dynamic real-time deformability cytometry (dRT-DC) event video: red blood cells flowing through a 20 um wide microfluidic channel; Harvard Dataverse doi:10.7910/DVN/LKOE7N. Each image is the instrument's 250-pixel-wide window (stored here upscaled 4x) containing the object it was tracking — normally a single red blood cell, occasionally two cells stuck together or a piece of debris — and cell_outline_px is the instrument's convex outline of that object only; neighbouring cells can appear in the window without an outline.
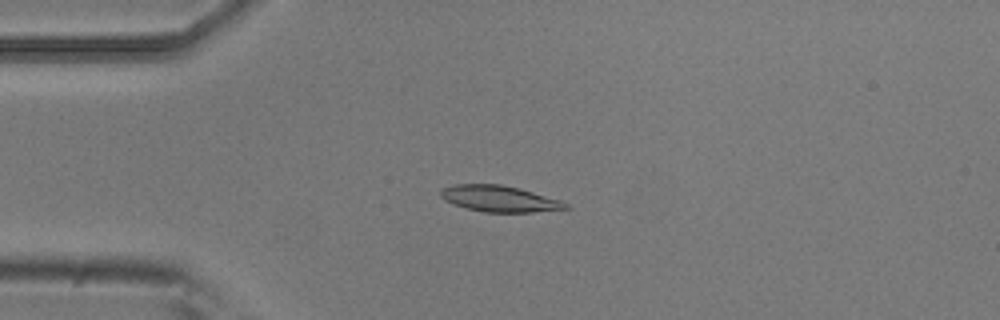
{"species": "common noctule bat (a hibernating species)", "species_latin": "Nyctalus noctula", "temperature_condition": "room temperature", "stored_images_in_passage": 10, "camera_frame_rate_fps": 3000, "um_per_image_px": 0.085, "animal": {"sex": "male", "body_mass_g": 20.5, "forearm_length_mm": 52.5}, "frame": {"image": 1, "passage_image": 4, "time_ms": 1.0, "image_size_px": [1000, 320], "cell_outline_px": [[572, 208], [532, 212], [484, 212], [452, 204], [444, 200], [440, 196], [440, 192], [444, 188], [452, 184], [500, 184], [520, 188], [560, 200], [568, 204]], "centroid_in_image_um": [42.45, 16.89], "position_along_channel_um": 42.6, "area_um2": 19.07}}
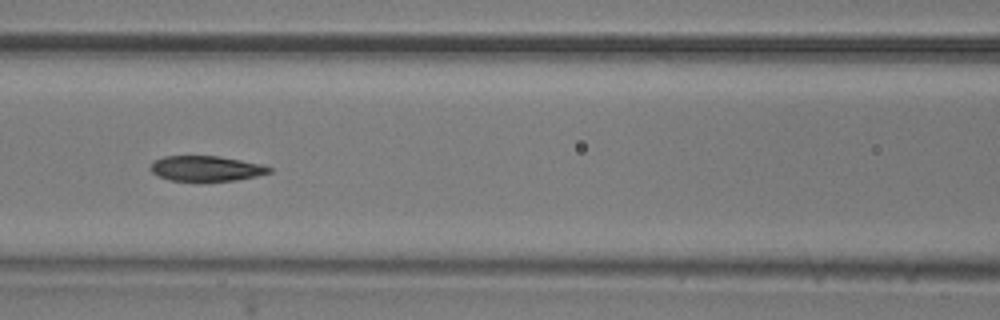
{"frame": {"image": 2, "passage_image": 7, "time_ms": 2.0, "image_size_px": [1000, 320], "cell_outline_px": [[272, 172], [256, 176], [236, 180], [200, 184], [196, 184], [168, 180], [152, 172], [148, 168], [152, 160], [164, 156], [216, 156], [240, 160], [260, 164], [272, 168]], "centroid_in_image_um": [17.45, 14.37], "position_along_channel_um": 149.2, "area_um2": 18.32}}
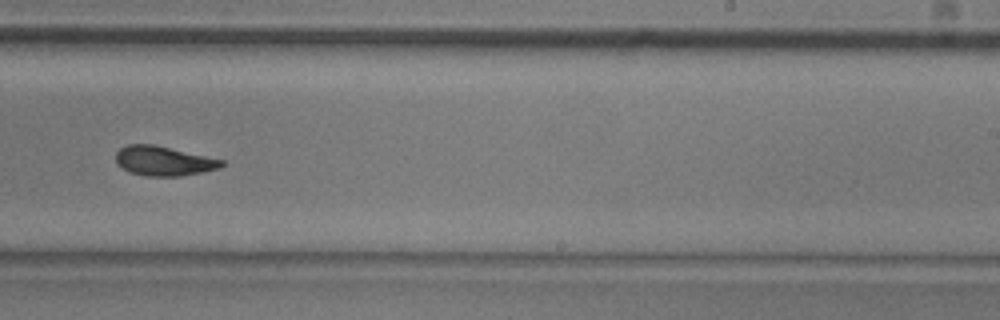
{"frame": {"image": 3, "passage_image": 10, "time_ms": 3.0, "image_size_px": [1000, 320], "cell_outline_px": [[224, 164], [220, 168], [180, 176], [148, 176], [128, 172], [116, 164], [116, 152], [120, 148], [128, 144], [152, 144], [224, 160]], "centroid_in_image_um": [13.87, 13.68], "position_along_channel_um": 275.1, "area_um2": 18.09}}